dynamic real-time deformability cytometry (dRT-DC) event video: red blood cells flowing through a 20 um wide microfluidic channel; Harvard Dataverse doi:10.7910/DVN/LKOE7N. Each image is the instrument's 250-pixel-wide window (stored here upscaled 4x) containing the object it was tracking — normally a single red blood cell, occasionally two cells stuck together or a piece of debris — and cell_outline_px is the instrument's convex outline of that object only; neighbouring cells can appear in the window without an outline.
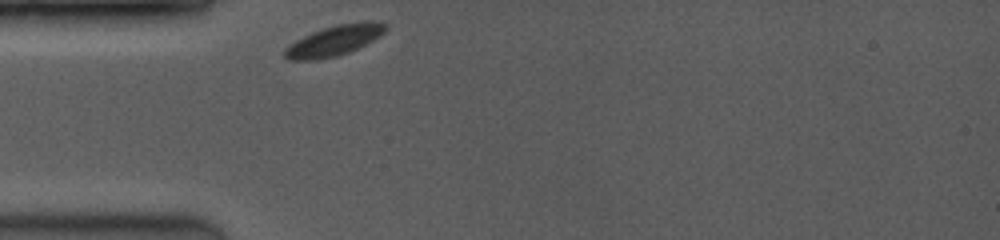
{"species": "common noctule bat (a hibernating species)", "species_latin": "Nyctalus noctula", "temperature_condition": "room temperature", "stored_images_in_passage": 8, "camera_frame_rate_fps": 3500, "um_per_image_px": 0.085, "animal": {"sex": "female", "body_mass_g": 19.0, "forearm_length_mm": 53.3}, "frame": {"image": 1, "passage_image": 1, "time_ms": 0.0, "image_size_px": [1000, 240], "cell_outline_px": [[388, 28], [380, 36], [348, 52], [336, 56], [316, 60], [288, 60], [284, 56], [284, 48], [288, 44], [312, 32], [336, 24], [388, 24]], "centroid_in_image_um": [28.28, 3.5], "position_along_channel_um": 56.7, "area_um2": 17.11}}
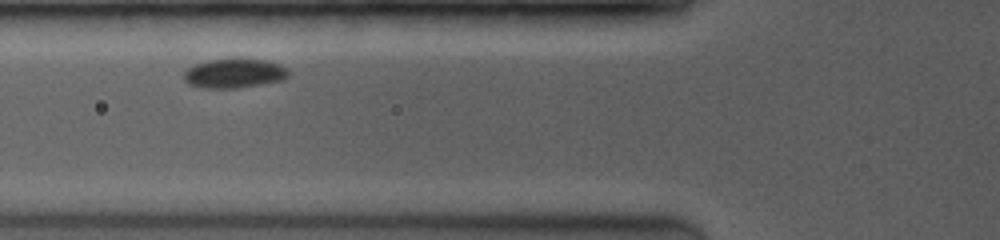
{"frame": {"image": 2, "passage_image": 7, "time_ms": 1.429, "image_size_px": [1000, 240], "cell_outline_px": [[288, 76], [284, 80], [236, 88], [204, 88], [188, 84], [184, 80], [184, 72], [192, 64], [208, 60], [268, 60], [280, 64], [288, 68]], "centroid_in_image_um": [19.9, 6.24], "position_along_channel_um": 105.9, "area_um2": 17.74}}